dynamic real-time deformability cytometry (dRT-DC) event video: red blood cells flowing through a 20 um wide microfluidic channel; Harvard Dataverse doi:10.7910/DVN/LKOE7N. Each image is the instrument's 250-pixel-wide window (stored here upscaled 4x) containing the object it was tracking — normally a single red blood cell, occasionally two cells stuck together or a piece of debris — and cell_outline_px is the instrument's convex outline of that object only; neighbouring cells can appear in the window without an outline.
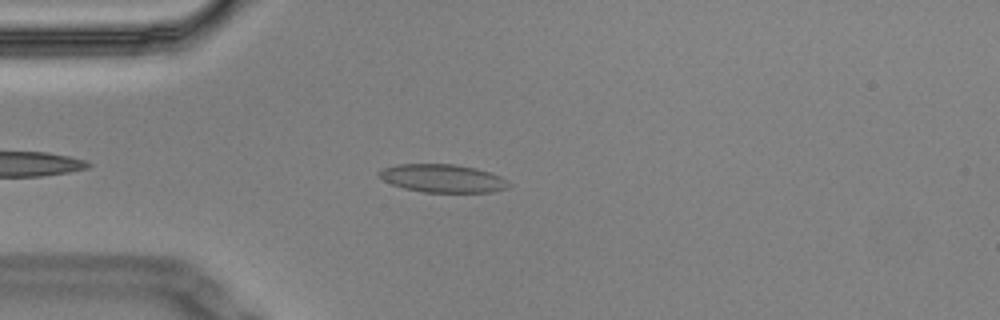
{"species": "Egyptian fruit bat (a non-hibernating species)", "species_latin": "Rousettus aegyptiacus", "temperature_condition": "cold", "stored_images_in_passage": 3, "camera_frame_rate_fps": 3000, "um_per_image_px": 0.085, "animal": {"sex": "male"}, "frame": {"image": 1, "passage_image": 3, "time_ms": 0.667, "image_size_px": [1000, 320], "cell_outline_px": [[512, 184], [504, 188], [492, 192], [424, 192], [404, 188], [392, 184], [384, 180], [376, 172], [384, 168], [396, 164], [456, 164], [476, 168], [500, 176]], "centroid_in_image_um": [37.61, 15.15], "position_along_channel_um": 47.4, "area_um2": 21.1}}